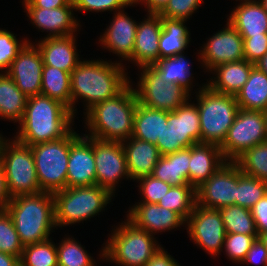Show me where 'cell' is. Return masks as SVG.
Listing matches in <instances>:
<instances>
[{
  "instance_id": "1",
  "label": "cell",
  "mask_w": 267,
  "mask_h": 266,
  "mask_svg": "<svg viewBox=\"0 0 267 266\" xmlns=\"http://www.w3.org/2000/svg\"><path fill=\"white\" fill-rule=\"evenodd\" d=\"M72 111L60 101L44 95L27 97L22 128L17 141L33 146L65 137L70 131Z\"/></svg>"
},
{
  "instance_id": "2",
  "label": "cell",
  "mask_w": 267,
  "mask_h": 266,
  "mask_svg": "<svg viewBox=\"0 0 267 266\" xmlns=\"http://www.w3.org/2000/svg\"><path fill=\"white\" fill-rule=\"evenodd\" d=\"M6 211L24 246L47 240L52 225H56L52 193L41 191L13 197Z\"/></svg>"
},
{
  "instance_id": "3",
  "label": "cell",
  "mask_w": 267,
  "mask_h": 266,
  "mask_svg": "<svg viewBox=\"0 0 267 266\" xmlns=\"http://www.w3.org/2000/svg\"><path fill=\"white\" fill-rule=\"evenodd\" d=\"M137 104L135 90L127 85L115 97L94 105L87 115L94 131L90 137L115 142L131 137Z\"/></svg>"
},
{
  "instance_id": "4",
  "label": "cell",
  "mask_w": 267,
  "mask_h": 266,
  "mask_svg": "<svg viewBox=\"0 0 267 266\" xmlns=\"http://www.w3.org/2000/svg\"><path fill=\"white\" fill-rule=\"evenodd\" d=\"M118 65L106 62H79L71 72L72 102L80 96L89 101L88 109L118 95L128 84Z\"/></svg>"
},
{
  "instance_id": "5",
  "label": "cell",
  "mask_w": 267,
  "mask_h": 266,
  "mask_svg": "<svg viewBox=\"0 0 267 266\" xmlns=\"http://www.w3.org/2000/svg\"><path fill=\"white\" fill-rule=\"evenodd\" d=\"M199 106L200 143L220 146L239 110L235 96L219 93L206 86L201 90Z\"/></svg>"
},
{
  "instance_id": "6",
  "label": "cell",
  "mask_w": 267,
  "mask_h": 266,
  "mask_svg": "<svg viewBox=\"0 0 267 266\" xmlns=\"http://www.w3.org/2000/svg\"><path fill=\"white\" fill-rule=\"evenodd\" d=\"M40 190L54 194L67 188L70 132L63 138L31 146Z\"/></svg>"
},
{
  "instance_id": "7",
  "label": "cell",
  "mask_w": 267,
  "mask_h": 266,
  "mask_svg": "<svg viewBox=\"0 0 267 266\" xmlns=\"http://www.w3.org/2000/svg\"><path fill=\"white\" fill-rule=\"evenodd\" d=\"M111 193L98 185L70 187L53 194L56 225L71 224L98 213Z\"/></svg>"
},
{
  "instance_id": "8",
  "label": "cell",
  "mask_w": 267,
  "mask_h": 266,
  "mask_svg": "<svg viewBox=\"0 0 267 266\" xmlns=\"http://www.w3.org/2000/svg\"><path fill=\"white\" fill-rule=\"evenodd\" d=\"M15 142V143H14ZM13 142L9 155L3 140L0 141V162L3 164L7 188L12 197L41 192L37 179L35 161L31 146L22 144L17 140Z\"/></svg>"
},
{
  "instance_id": "9",
  "label": "cell",
  "mask_w": 267,
  "mask_h": 266,
  "mask_svg": "<svg viewBox=\"0 0 267 266\" xmlns=\"http://www.w3.org/2000/svg\"><path fill=\"white\" fill-rule=\"evenodd\" d=\"M151 235L131 221L114 233L111 242L103 251L106 256L126 266H145L159 250Z\"/></svg>"
},
{
  "instance_id": "10",
  "label": "cell",
  "mask_w": 267,
  "mask_h": 266,
  "mask_svg": "<svg viewBox=\"0 0 267 266\" xmlns=\"http://www.w3.org/2000/svg\"><path fill=\"white\" fill-rule=\"evenodd\" d=\"M167 128L156 146L161 156L200 143V117L196 106L186 102L173 112H167Z\"/></svg>"
},
{
  "instance_id": "11",
  "label": "cell",
  "mask_w": 267,
  "mask_h": 266,
  "mask_svg": "<svg viewBox=\"0 0 267 266\" xmlns=\"http://www.w3.org/2000/svg\"><path fill=\"white\" fill-rule=\"evenodd\" d=\"M267 141L263 111L238 110L223 143L219 146L224 157L235 161L246 150Z\"/></svg>"
},
{
  "instance_id": "12",
  "label": "cell",
  "mask_w": 267,
  "mask_h": 266,
  "mask_svg": "<svg viewBox=\"0 0 267 266\" xmlns=\"http://www.w3.org/2000/svg\"><path fill=\"white\" fill-rule=\"evenodd\" d=\"M140 91L135 90L138 103L153 109L173 112L186 102L189 90L166 83L153 66H143Z\"/></svg>"
},
{
  "instance_id": "13",
  "label": "cell",
  "mask_w": 267,
  "mask_h": 266,
  "mask_svg": "<svg viewBox=\"0 0 267 266\" xmlns=\"http://www.w3.org/2000/svg\"><path fill=\"white\" fill-rule=\"evenodd\" d=\"M232 163H223L207 181L196 188V204L203 203V207L218 210L236 205L237 163Z\"/></svg>"
},
{
  "instance_id": "14",
  "label": "cell",
  "mask_w": 267,
  "mask_h": 266,
  "mask_svg": "<svg viewBox=\"0 0 267 266\" xmlns=\"http://www.w3.org/2000/svg\"><path fill=\"white\" fill-rule=\"evenodd\" d=\"M93 144L96 169V185L111 194L115 181L122 175L129 176L125 151L122 142L89 138Z\"/></svg>"
},
{
  "instance_id": "15",
  "label": "cell",
  "mask_w": 267,
  "mask_h": 266,
  "mask_svg": "<svg viewBox=\"0 0 267 266\" xmlns=\"http://www.w3.org/2000/svg\"><path fill=\"white\" fill-rule=\"evenodd\" d=\"M194 206L190 214V236L208 252L216 254L224 244L226 231L218 209Z\"/></svg>"
},
{
  "instance_id": "16",
  "label": "cell",
  "mask_w": 267,
  "mask_h": 266,
  "mask_svg": "<svg viewBox=\"0 0 267 266\" xmlns=\"http://www.w3.org/2000/svg\"><path fill=\"white\" fill-rule=\"evenodd\" d=\"M30 46L28 43L24 46L7 72L26 97L41 95L44 65L40 50Z\"/></svg>"
},
{
  "instance_id": "17",
  "label": "cell",
  "mask_w": 267,
  "mask_h": 266,
  "mask_svg": "<svg viewBox=\"0 0 267 266\" xmlns=\"http://www.w3.org/2000/svg\"><path fill=\"white\" fill-rule=\"evenodd\" d=\"M84 139L70 131L67 188L96 185L93 144H88Z\"/></svg>"
},
{
  "instance_id": "18",
  "label": "cell",
  "mask_w": 267,
  "mask_h": 266,
  "mask_svg": "<svg viewBox=\"0 0 267 266\" xmlns=\"http://www.w3.org/2000/svg\"><path fill=\"white\" fill-rule=\"evenodd\" d=\"M202 53L206 66L213 69L224 63L244 60L243 38L228 23V28L215 34Z\"/></svg>"
},
{
  "instance_id": "19",
  "label": "cell",
  "mask_w": 267,
  "mask_h": 266,
  "mask_svg": "<svg viewBox=\"0 0 267 266\" xmlns=\"http://www.w3.org/2000/svg\"><path fill=\"white\" fill-rule=\"evenodd\" d=\"M151 18L137 25L133 55L138 64L152 66L159 60V39L162 31V21L159 14H149Z\"/></svg>"
},
{
  "instance_id": "20",
  "label": "cell",
  "mask_w": 267,
  "mask_h": 266,
  "mask_svg": "<svg viewBox=\"0 0 267 266\" xmlns=\"http://www.w3.org/2000/svg\"><path fill=\"white\" fill-rule=\"evenodd\" d=\"M218 157H221L219 161H223L221 160L223 155L218 145L196 143L190 146L189 184L196 189L207 181L223 164V162H218L217 164V161H214Z\"/></svg>"
},
{
  "instance_id": "21",
  "label": "cell",
  "mask_w": 267,
  "mask_h": 266,
  "mask_svg": "<svg viewBox=\"0 0 267 266\" xmlns=\"http://www.w3.org/2000/svg\"><path fill=\"white\" fill-rule=\"evenodd\" d=\"M129 214L130 221L149 234L151 230L170 229L185 221L178 213L154 203L143 202Z\"/></svg>"
},
{
  "instance_id": "22",
  "label": "cell",
  "mask_w": 267,
  "mask_h": 266,
  "mask_svg": "<svg viewBox=\"0 0 267 266\" xmlns=\"http://www.w3.org/2000/svg\"><path fill=\"white\" fill-rule=\"evenodd\" d=\"M72 35L48 37L39 45L43 64L71 73L79 64Z\"/></svg>"
},
{
  "instance_id": "23",
  "label": "cell",
  "mask_w": 267,
  "mask_h": 266,
  "mask_svg": "<svg viewBox=\"0 0 267 266\" xmlns=\"http://www.w3.org/2000/svg\"><path fill=\"white\" fill-rule=\"evenodd\" d=\"M132 142L124 147L129 177L139 179L151 175L161 157L155 144L131 137Z\"/></svg>"
},
{
  "instance_id": "24",
  "label": "cell",
  "mask_w": 267,
  "mask_h": 266,
  "mask_svg": "<svg viewBox=\"0 0 267 266\" xmlns=\"http://www.w3.org/2000/svg\"><path fill=\"white\" fill-rule=\"evenodd\" d=\"M229 23L241 36L267 34V12L259 2L246 0L231 14Z\"/></svg>"
},
{
  "instance_id": "25",
  "label": "cell",
  "mask_w": 267,
  "mask_h": 266,
  "mask_svg": "<svg viewBox=\"0 0 267 266\" xmlns=\"http://www.w3.org/2000/svg\"><path fill=\"white\" fill-rule=\"evenodd\" d=\"M189 162L190 147L161 156L151 175L171 186L189 184Z\"/></svg>"
},
{
  "instance_id": "26",
  "label": "cell",
  "mask_w": 267,
  "mask_h": 266,
  "mask_svg": "<svg viewBox=\"0 0 267 266\" xmlns=\"http://www.w3.org/2000/svg\"><path fill=\"white\" fill-rule=\"evenodd\" d=\"M167 127V111L137 104L132 137L156 144Z\"/></svg>"
},
{
  "instance_id": "27",
  "label": "cell",
  "mask_w": 267,
  "mask_h": 266,
  "mask_svg": "<svg viewBox=\"0 0 267 266\" xmlns=\"http://www.w3.org/2000/svg\"><path fill=\"white\" fill-rule=\"evenodd\" d=\"M71 8L73 9L74 6H62L52 9L27 8V11L30 18L39 28L53 30L52 32L56 33L50 35V37H62L72 35V29L78 25L72 18Z\"/></svg>"
},
{
  "instance_id": "28",
  "label": "cell",
  "mask_w": 267,
  "mask_h": 266,
  "mask_svg": "<svg viewBox=\"0 0 267 266\" xmlns=\"http://www.w3.org/2000/svg\"><path fill=\"white\" fill-rule=\"evenodd\" d=\"M254 67V64L246 59L218 65L215 69H218L219 79L208 86L216 92L236 96Z\"/></svg>"
},
{
  "instance_id": "29",
  "label": "cell",
  "mask_w": 267,
  "mask_h": 266,
  "mask_svg": "<svg viewBox=\"0 0 267 266\" xmlns=\"http://www.w3.org/2000/svg\"><path fill=\"white\" fill-rule=\"evenodd\" d=\"M130 18L118 13L109 27L108 32L102 38V43L120 55L131 58L135 45L137 25Z\"/></svg>"
},
{
  "instance_id": "30",
  "label": "cell",
  "mask_w": 267,
  "mask_h": 266,
  "mask_svg": "<svg viewBox=\"0 0 267 266\" xmlns=\"http://www.w3.org/2000/svg\"><path fill=\"white\" fill-rule=\"evenodd\" d=\"M240 109L267 110V74L254 67L247 82L235 96Z\"/></svg>"
},
{
  "instance_id": "31",
  "label": "cell",
  "mask_w": 267,
  "mask_h": 266,
  "mask_svg": "<svg viewBox=\"0 0 267 266\" xmlns=\"http://www.w3.org/2000/svg\"><path fill=\"white\" fill-rule=\"evenodd\" d=\"M70 76L69 72L43 65L41 95L60 101L73 113Z\"/></svg>"
},
{
  "instance_id": "32",
  "label": "cell",
  "mask_w": 267,
  "mask_h": 266,
  "mask_svg": "<svg viewBox=\"0 0 267 266\" xmlns=\"http://www.w3.org/2000/svg\"><path fill=\"white\" fill-rule=\"evenodd\" d=\"M161 21L162 31L159 39V59L181 53L189 41V32L183 26L185 20L161 17Z\"/></svg>"
},
{
  "instance_id": "33",
  "label": "cell",
  "mask_w": 267,
  "mask_h": 266,
  "mask_svg": "<svg viewBox=\"0 0 267 266\" xmlns=\"http://www.w3.org/2000/svg\"><path fill=\"white\" fill-rule=\"evenodd\" d=\"M27 97L17 87L13 79L0 74V115L9 119L21 120Z\"/></svg>"
},
{
  "instance_id": "34",
  "label": "cell",
  "mask_w": 267,
  "mask_h": 266,
  "mask_svg": "<svg viewBox=\"0 0 267 266\" xmlns=\"http://www.w3.org/2000/svg\"><path fill=\"white\" fill-rule=\"evenodd\" d=\"M192 194L196 197V189L190 184L171 186L157 204L178 213L186 221L196 205V198L191 199Z\"/></svg>"
},
{
  "instance_id": "35",
  "label": "cell",
  "mask_w": 267,
  "mask_h": 266,
  "mask_svg": "<svg viewBox=\"0 0 267 266\" xmlns=\"http://www.w3.org/2000/svg\"><path fill=\"white\" fill-rule=\"evenodd\" d=\"M226 233L258 235L251 209L229 205L219 209Z\"/></svg>"
},
{
  "instance_id": "36",
  "label": "cell",
  "mask_w": 267,
  "mask_h": 266,
  "mask_svg": "<svg viewBox=\"0 0 267 266\" xmlns=\"http://www.w3.org/2000/svg\"><path fill=\"white\" fill-rule=\"evenodd\" d=\"M235 162L242 173L267 182V141L246 150Z\"/></svg>"
},
{
  "instance_id": "37",
  "label": "cell",
  "mask_w": 267,
  "mask_h": 266,
  "mask_svg": "<svg viewBox=\"0 0 267 266\" xmlns=\"http://www.w3.org/2000/svg\"><path fill=\"white\" fill-rule=\"evenodd\" d=\"M267 194V182L241 172L237 165L236 205L251 209Z\"/></svg>"
},
{
  "instance_id": "38",
  "label": "cell",
  "mask_w": 267,
  "mask_h": 266,
  "mask_svg": "<svg viewBox=\"0 0 267 266\" xmlns=\"http://www.w3.org/2000/svg\"><path fill=\"white\" fill-rule=\"evenodd\" d=\"M152 66L160 73L166 83L180 85L187 90L189 64L185 62V58L180 53L172 57L161 58Z\"/></svg>"
},
{
  "instance_id": "39",
  "label": "cell",
  "mask_w": 267,
  "mask_h": 266,
  "mask_svg": "<svg viewBox=\"0 0 267 266\" xmlns=\"http://www.w3.org/2000/svg\"><path fill=\"white\" fill-rule=\"evenodd\" d=\"M19 262L21 266H58L57 248L48 239L25 245Z\"/></svg>"
},
{
  "instance_id": "40",
  "label": "cell",
  "mask_w": 267,
  "mask_h": 266,
  "mask_svg": "<svg viewBox=\"0 0 267 266\" xmlns=\"http://www.w3.org/2000/svg\"><path fill=\"white\" fill-rule=\"evenodd\" d=\"M23 248L11 216L6 210L0 211V252L13 255L20 260Z\"/></svg>"
},
{
  "instance_id": "41",
  "label": "cell",
  "mask_w": 267,
  "mask_h": 266,
  "mask_svg": "<svg viewBox=\"0 0 267 266\" xmlns=\"http://www.w3.org/2000/svg\"><path fill=\"white\" fill-rule=\"evenodd\" d=\"M57 260L58 266H93L84 249L70 239L57 248Z\"/></svg>"
},
{
  "instance_id": "42",
  "label": "cell",
  "mask_w": 267,
  "mask_h": 266,
  "mask_svg": "<svg viewBox=\"0 0 267 266\" xmlns=\"http://www.w3.org/2000/svg\"><path fill=\"white\" fill-rule=\"evenodd\" d=\"M257 238H259V235L226 233L223 243H226L227 253L232 259L244 261L247 252Z\"/></svg>"
},
{
  "instance_id": "43",
  "label": "cell",
  "mask_w": 267,
  "mask_h": 266,
  "mask_svg": "<svg viewBox=\"0 0 267 266\" xmlns=\"http://www.w3.org/2000/svg\"><path fill=\"white\" fill-rule=\"evenodd\" d=\"M27 43L20 47L13 34L0 30V69L10 67L12 61Z\"/></svg>"
},
{
  "instance_id": "44",
  "label": "cell",
  "mask_w": 267,
  "mask_h": 266,
  "mask_svg": "<svg viewBox=\"0 0 267 266\" xmlns=\"http://www.w3.org/2000/svg\"><path fill=\"white\" fill-rule=\"evenodd\" d=\"M200 3L201 0H169L159 15L168 19L185 20Z\"/></svg>"
},
{
  "instance_id": "45",
  "label": "cell",
  "mask_w": 267,
  "mask_h": 266,
  "mask_svg": "<svg viewBox=\"0 0 267 266\" xmlns=\"http://www.w3.org/2000/svg\"><path fill=\"white\" fill-rule=\"evenodd\" d=\"M142 183V192L145 196L144 203L157 204L171 188V185L162 180L154 178L152 175L139 178Z\"/></svg>"
},
{
  "instance_id": "46",
  "label": "cell",
  "mask_w": 267,
  "mask_h": 266,
  "mask_svg": "<svg viewBox=\"0 0 267 266\" xmlns=\"http://www.w3.org/2000/svg\"><path fill=\"white\" fill-rule=\"evenodd\" d=\"M244 56L248 62L256 63L267 53V34L242 36Z\"/></svg>"
},
{
  "instance_id": "47",
  "label": "cell",
  "mask_w": 267,
  "mask_h": 266,
  "mask_svg": "<svg viewBox=\"0 0 267 266\" xmlns=\"http://www.w3.org/2000/svg\"><path fill=\"white\" fill-rule=\"evenodd\" d=\"M72 3L74 9L100 11L119 9L134 2L133 0H72Z\"/></svg>"
},
{
  "instance_id": "48",
  "label": "cell",
  "mask_w": 267,
  "mask_h": 266,
  "mask_svg": "<svg viewBox=\"0 0 267 266\" xmlns=\"http://www.w3.org/2000/svg\"><path fill=\"white\" fill-rule=\"evenodd\" d=\"M257 234L267 231V194L251 208Z\"/></svg>"
},
{
  "instance_id": "49",
  "label": "cell",
  "mask_w": 267,
  "mask_h": 266,
  "mask_svg": "<svg viewBox=\"0 0 267 266\" xmlns=\"http://www.w3.org/2000/svg\"><path fill=\"white\" fill-rule=\"evenodd\" d=\"M246 260L250 262H254V263L255 262L257 263V261L264 262L265 266H267V249H266L265 244L262 242L260 238H257L255 240L250 250L247 252V255L244 261Z\"/></svg>"
},
{
  "instance_id": "50",
  "label": "cell",
  "mask_w": 267,
  "mask_h": 266,
  "mask_svg": "<svg viewBox=\"0 0 267 266\" xmlns=\"http://www.w3.org/2000/svg\"><path fill=\"white\" fill-rule=\"evenodd\" d=\"M26 8H57L73 6L72 0H25Z\"/></svg>"
},
{
  "instance_id": "51",
  "label": "cell",
  "mask_w": 267,
  "mask_h": 266,
  "mask_svg": "<svg viewBox=\"0 0 267 266\" xmlns=\"http://www.w3.org/2000/svg\"><path fill=\"white\" fill-rule=\"evenodd\" d=\"M11 199L12 198L10 197V194L7 188L4 167H3V164L0 162V211L6 210Z\"/></svg>"
},
{
  "instance_id": "52",
  "label": "cell",
  "mask_w": 267,
  "mask_h": 266,
  "mask_svg": "<svg viewBox=\"0 0 267 266\" xmlns=\"http://www.w3.org/2000/svg\"><path fill=\"white\" fill-rule=\"evenodd\" d=\"M145 266H178L161 248L150 258Z\"/></svg>"
},
{
  "instance_id": "53",
  "label": "cell",
  "mask_w": 267,
  "mask_h": 266,
  "mask_svg": "<svg viewBox=\"0 0 267 266\" xmlns=\"http://www.w3.org/2000/svg\"><path fill=\"white\" fill-rule=\"evenodd\" d=\"M138 0H133L137 2ZM146 4L149 6L150 14H159L165 6L168 4L169 0H145Z\"/></svg>"
},
{
  "instance_id": "54",
  "label": "cell",
  "mask_w": 267,
  "mask_h": 266,
  "mask_svg": "<svg viewBox=\"0 0 267 266\" xmlns=\"http://www.w3.org/2000/svg\"><path fill=\"white\" fill-rule=\"evenodd\" d=\"M19 259L13 255L0 252V266H18Z\"/></svg>"
},
{
  "instance_id": "55",
  "label": "cell",
  "mask_w": 267,
  "mask_h": 266,
  "mask_svg": "<svg viewBox=\"0 0 267 266\" xmlns=\"http://www.w3.org/2000/svg\"><path fill=\"white\" fill-rule=\"evenodd\" d=\"M254 66L258 70L267 74V53L261 59H259L256 63H254Z\"/></svg>"
},
{
  "instance_id": "56",
  "label": "cell",
  "mask_w": 267,
  "mask_h": 266,
  "mask_svg": "<svg viewBox=\"0 0 267 266\" xmlns=\"http://www.w3.org/2000/svg\"><path fill=\"white\" fill-rule=\"evenodd\" d=\"M259 238L262 240V242L265 244L267 249V231L259 235Z\"/></svg>"
},
{
  "instance_id": "57",
  "label": "cell",
  "mask_w": 267,
  "mask_h": 266,
  "mask_svg": "<svg viewBox=\"0 0 267 266\" xmlns=\"http://www.w3.org/2000/svg\"><path fill=\"white\" fill-rule=\"evenodd\" d=\"M264 119H265V134L267 137V110L264 111Z\"/></svg>"
},
{
  "instance_id": "58",
  "label": "cell",
  "mask_w": 267,
  "mask_h": 266,
  "mask_svg": "<svg viewBox=\"0 0 267 266\" xmlns=\"http://www.w3.org/2000/svg\"><path fill=\"white\" fill-rule=\"evenodd\" d=\"M261 4H262L264 10L267 12V0H263V1L261 2Z\"/></svg>"
}]
</instances>
